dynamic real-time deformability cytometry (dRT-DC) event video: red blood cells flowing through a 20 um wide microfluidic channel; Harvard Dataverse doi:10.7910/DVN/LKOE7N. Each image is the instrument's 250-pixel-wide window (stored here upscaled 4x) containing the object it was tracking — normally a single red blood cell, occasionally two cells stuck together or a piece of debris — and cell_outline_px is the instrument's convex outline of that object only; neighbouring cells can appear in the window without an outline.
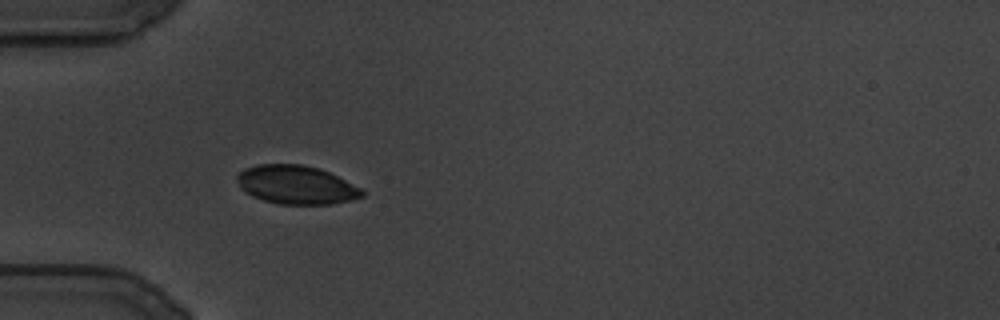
{"species": "common noctule bat (a hibernating species)", "species_latin": "Nyctalus noctula", "temperature_condition": "cold", "stored_images_in_passage": 67, "camera_frame_rate_fps": 3000, "um_per_image_px": 0.085, "animal": {"sex": "male", "body_mass_g": 19.5, "forearm_length_mm": 54.6}, "frame": {"image": 1, "passage_image": 1, "time_ms": 0.0, "image_size_px": [1000, 320], "cell_outline_px": [[364, 196], [332, 204], [280, 204], [264, 200], [252, 196], [244, 192], [236, 176], [244, 168], [256, 164], [300, 164], [320, 168], [360, 188], [364, 192]], "centroid_in_image_um": [25.15, 15.7], "position_along_channel_um": 59.8, "area_um2": 27.86}}
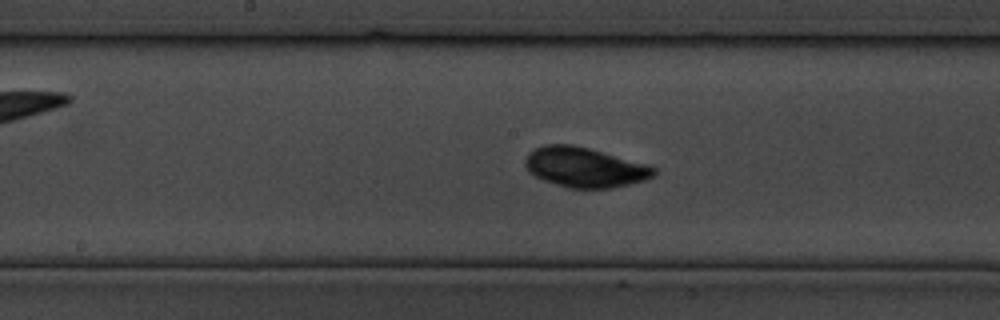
{"frame": {"image": 2, "passage_image": 27, "time_ms": 8.667, "image_size_px": [1000, 320], "cell_outline_px": [[656, 176], [644, 180], [612, 188], [568, 188], [544, 180], [528, 172], [524, 164], [524, 160], [528, 152], [544, 144], [572, 144], [652, 164], [656, 168]], "centroid_in_image_um": [49.73, 14.21], "position_along_channel_um": 198.5, "area_um2": 30.29}}
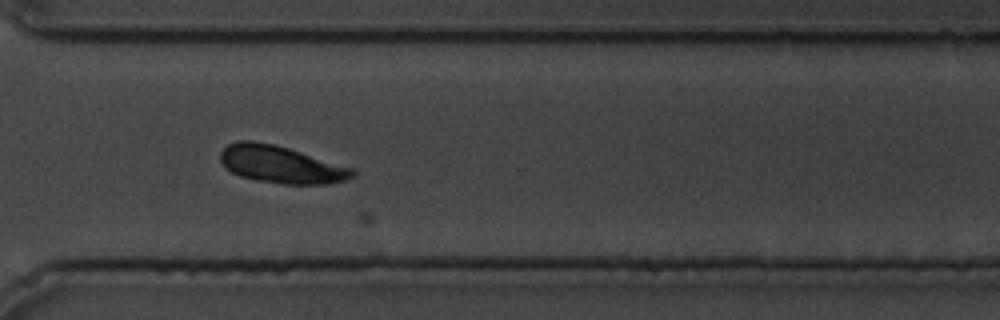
{"frame": {"image": 3, "passage_image": 54, "time_ms": 17.667, "image_size_px": [1000, 320], "cell_outline_px": [[356, 176], [344, 180], [328, 184], [284, 184], [256, 180], [240, 176], [224, 168], [220, 160], [220, 152], [228, 144], [236, 140], [252, 140], [276, 144], [352, 168], [356, 172]], "centroid_in_image_um": [23.85, 13.97], "position_along_channel_um": 346.8, "area_um2": 28.84}}